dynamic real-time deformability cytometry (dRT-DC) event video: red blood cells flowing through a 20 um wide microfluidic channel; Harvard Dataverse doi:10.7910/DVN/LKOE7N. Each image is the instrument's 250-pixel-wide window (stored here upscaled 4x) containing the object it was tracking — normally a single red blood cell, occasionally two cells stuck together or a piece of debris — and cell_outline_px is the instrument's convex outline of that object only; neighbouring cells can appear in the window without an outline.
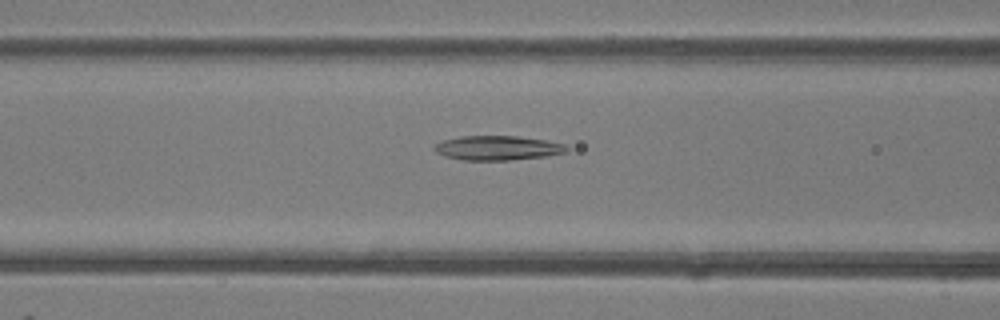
{"species": "common noctule bat (a hibernating species)", "species_latin": "Nyctalus noctula", "temperature_condition": "room temperature", "stored_images_in_passage": 33, "camera_frame_rate_fps": 3000, "um_per_image_px": 0.085, "animal": {"sex": "female"}, "frame": {"image": 1, "passage_image": 7, "time_ms": 2.0, "image_size_px": [1000, 320], "cell_outline_px": [[568, 148], [564, 152], [548, 156], [508, 160], [464, 160], [444, 156], [436, 152], [432, 148], [432, 144], [444, 140], [460, 136], [516, 136], [544, 140], [564, 144]], "centroid_in_image_um": [42.22, 12.57], "position_along_channel_um": 124.4, "area_um2": 18.79}}
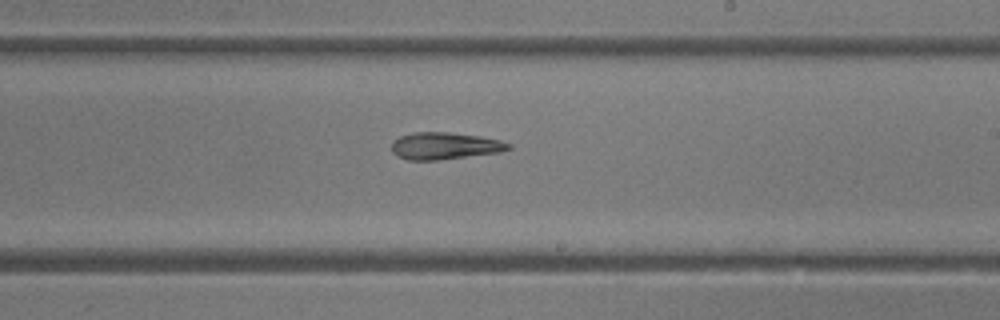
{"frame": {"image": 2, "passage_image": 16, "time_ms": 5.0, "image_size_px": [1000, 320], "cell_outline_px": [[512, 148], [500, 152], [436, 160], [408, 160], [392, 152], [392, 140], [400, 136], [412, 132], [448, 132], [480, 136], [500, 140], [512, 144]], "centroid_in_image_um": [37.81, 12.39], "position_along_channel_um": 251.2, "area_um2": 18.38}}
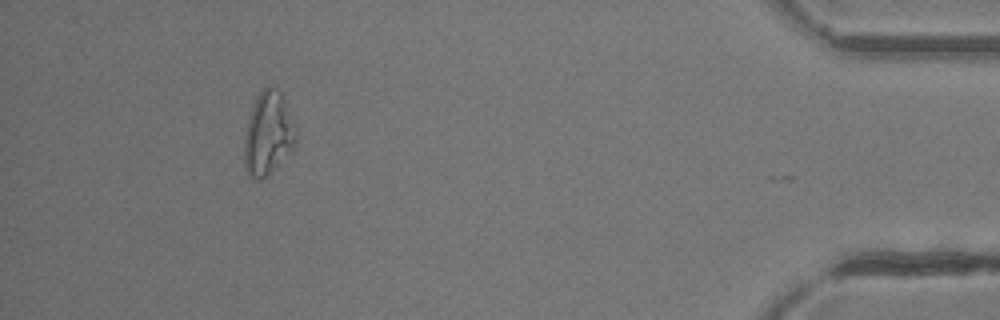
{"frame": {"image": 3, "passage_image": 32, "time_ms": 10.333, "image_size_px": [1000, 320], "cell_outline_px": [[296, 140], [292, 152], [260, 180], [252, 180], [244, 168], [244, 136], [248, 120], [256, 96], [268, 84], [272, 84], [280, 92], [296, 128]], "centroid_in_image_um": [22.77, 11.37], "position_along_channel_um": 412.4, "area_um2": 25.09}, "authors_computed_cell_mechanics": {"area_um2": 18.9006, "velocity_mm_per_s": 4.2259, "shape_relaxation_time_tau1_ms": 8.4724, "shape_relaxation_time_tau2_ms": 10.1107, "deformation_change_tau1": 0.1925, "deformation_change_tau2": 0.2732}}